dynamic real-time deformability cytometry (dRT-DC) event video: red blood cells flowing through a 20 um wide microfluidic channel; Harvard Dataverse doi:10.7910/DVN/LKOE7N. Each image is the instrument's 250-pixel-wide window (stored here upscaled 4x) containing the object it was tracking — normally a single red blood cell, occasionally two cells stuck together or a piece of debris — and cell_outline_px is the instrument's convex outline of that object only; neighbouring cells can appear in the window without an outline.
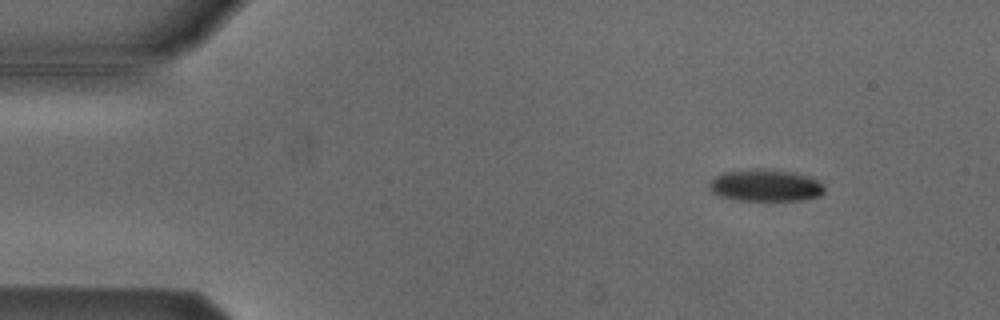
{"species": "Egyptian fruit bat (a non-hibernating species)", "species_latin": "Rousettus aegyptiacus", "temperature_condition": "cold", "stored_images_in_passage": 5, "camera_frame_rate_fps": 3000, "um_per_image_px": 0.085, "animal": {"sex": "male"}, "frame": {"image": 1, "passage_image": 2, "time_ms": 0.333, "image_size_px": [1000, 320], "cell_outline_px": [[824, 192], [820, 196], [800, 200], [740, 200], [720, 196], [712, 192], [708, 188], [708, 184], [716, 176], [724, 172], [744, 168], [768, 168], [792, 172], [816, 180], [824, 184]], "centroid_in_image_um": [65.03, 15.74], "position_along_channel_um": 20.0, "area_um2": 21.56}}
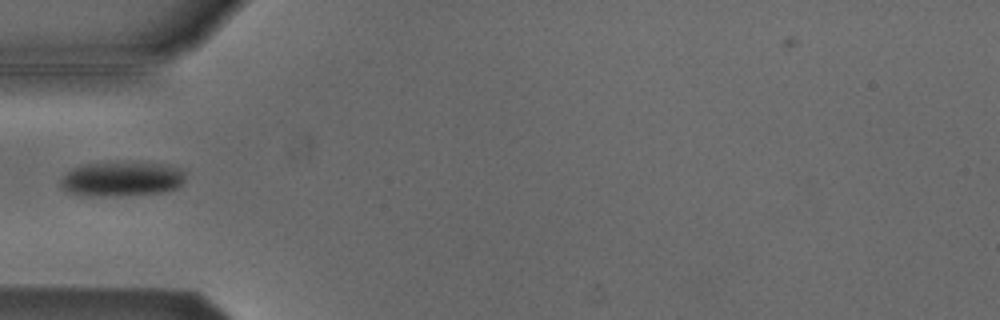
{"frame": {"image": 2, "passage_image": 5, "time_ms": 1.333, "image_size_px": [1000, 320], "cell_outline_px": [[184, 180], [176, 188], [160, 192], [116, 196], [80, 196], [68, 192], [60, 188], [60, 180], [72, 168], [88, 164], [160, 164], [180, 168], [184, 172]], "centroid_in_image_um": [10.29, 15.25], "position_along_channel_um": 74.7, "area_um2": 24.57}}